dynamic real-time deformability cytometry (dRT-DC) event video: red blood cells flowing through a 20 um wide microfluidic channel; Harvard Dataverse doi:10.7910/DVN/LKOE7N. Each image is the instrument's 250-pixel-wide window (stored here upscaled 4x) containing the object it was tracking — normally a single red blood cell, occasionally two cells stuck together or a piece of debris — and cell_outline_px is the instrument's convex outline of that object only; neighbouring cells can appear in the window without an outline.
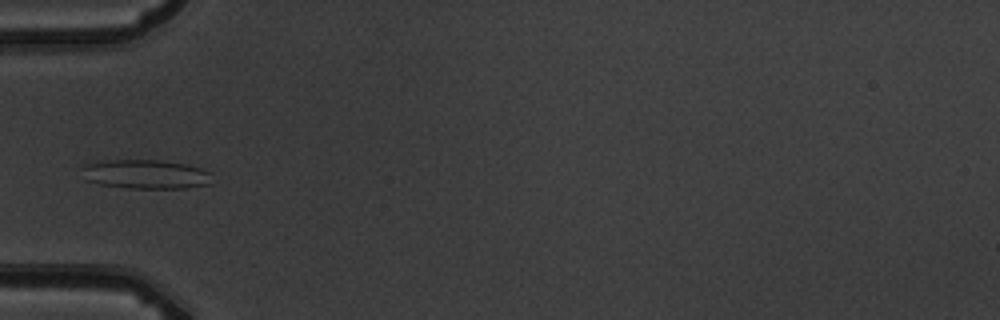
{"species": "common noctule bat (a hibernating species)", "species_latin": "Nyctalus noctula", "temperature_condition": "warm", "stored_images_in_passage": 5, "camera_frame_rate_fps": 3000, "um_per_image_px": 0.085, "animal": {"sex": "male", "body_mass_g": 19.5, "forearm_length_mm": 54.6}, "frame": {"image": 1, "passage_image": 5, "time_ms": 4.667, "image_size_px": [1000, 320], "cell_outline_px": [[212, 184], [184, 188], [128, 188], [100, 184], [84, 180], [80, 168], [84, 164], [100, 160], [156, 160], [184, 164], [200, 168], [212, 172]], "centroid_in_image_um": [12.35, 14.81], "position_along_channel_um": 72.7, "area_um2": 22.43}}